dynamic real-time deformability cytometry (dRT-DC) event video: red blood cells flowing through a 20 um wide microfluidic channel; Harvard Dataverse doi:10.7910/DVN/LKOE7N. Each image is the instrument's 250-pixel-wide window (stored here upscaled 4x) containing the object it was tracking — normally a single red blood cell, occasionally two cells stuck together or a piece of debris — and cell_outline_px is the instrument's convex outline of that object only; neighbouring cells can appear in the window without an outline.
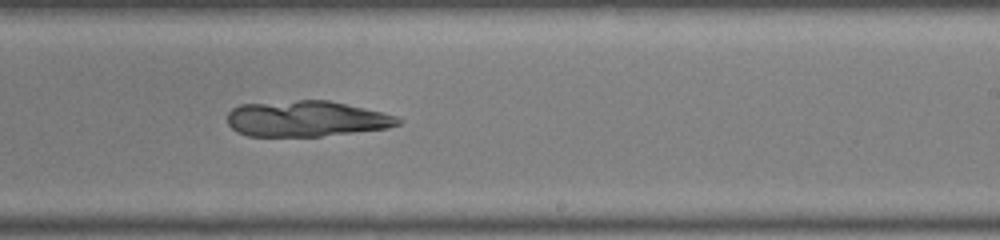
{"species": "common noctule bat (a hibernating species)", "species_latin": "Nyctalus noctula", "temperature_condition": "warm", "stored_images_in_passage": 45, "camera_frame_rate_fps": 3000, "um_per_image_px": 0.085, "animal": {"sex": "male", "body_mass_g": 19.0, "forearm_length_mm": 50.8}, "frame": {"image": 1, "passage_image": 28, "time_ms": 9.0, "image_size_px": [1000, 240], "cell_outline_px": [[404, 120], [400, 124], [388, 128], [320, 136], [248, 136], [236, 132], [228, 124], [228, 112], [232, 108], [240, 104], [296, 100], [328, 100], [380, 112], [396, 116]], "centroid_in_image_um": [26.0, 10.09], "position_along_channel_um": 263.0, "area_um2": 35.55}}
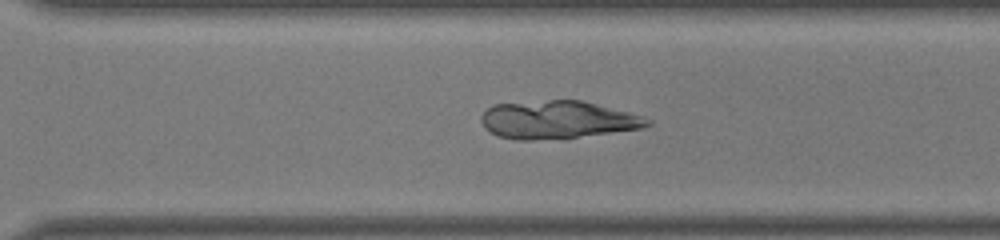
{"frame": {"image": 2, "passage_image": 32, "time_ms": 10.333, "image_size_px": [1000, 240], "cell_outline_px": [[652, 124], [640, 128], [612, 132], [576, 136], [532, 140], [516, 140], [500, 136], [484, 128], [480, 120], [480, 116], [492, 104], [548, 100], [580, 100], [644, 116], [652, 120]], "centroid_in_image_um": [47.36, 10.16], "position_along_channel_um": 323.2, "area_um2": 36.24}}